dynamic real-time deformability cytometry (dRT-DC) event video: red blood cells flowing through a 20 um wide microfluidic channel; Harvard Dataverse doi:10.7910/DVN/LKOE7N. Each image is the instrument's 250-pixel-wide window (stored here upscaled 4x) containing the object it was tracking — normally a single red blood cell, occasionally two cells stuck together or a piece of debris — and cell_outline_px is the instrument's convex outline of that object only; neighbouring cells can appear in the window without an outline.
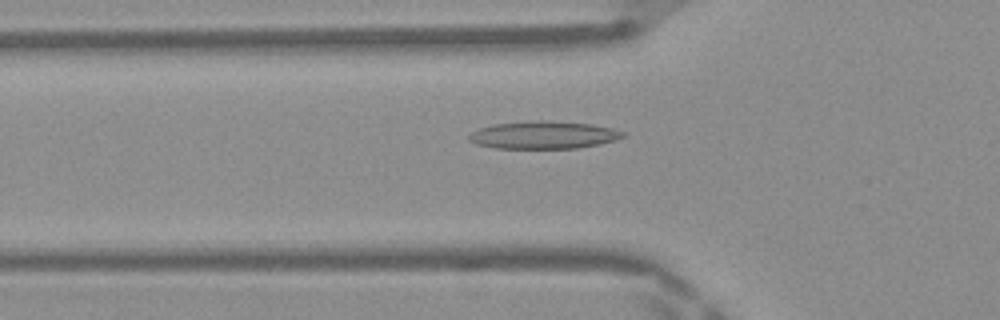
{"species": "Egyptian fruit bat (a non-hibernating species)", "species_latin": "Rousettus aegyptiacus", "temperature_condition": "warm", "stored_images_in_passage": 35, "camera_frame_rate_fps": 3000, "um_per_image_px": 0.085, "frame": {"image": 1, "passage_image": 7, "time_ms": 2.0, "image_size_px": [1000, 320], "cell_outline_px": [[624, 136], [616, 140], [600, 144], [576, 148], [496, 148], [476, 144], [468, 140], [468, 136], [472, 132], [480, 128], [492, 124], [540, 120], [544, 120], [592, 124], [612, 128], [624, 132]], "centroid_in_image_um": [46.2, 11.47], "position_along_channel_um": 79.6, "area_um2": 24.68}}
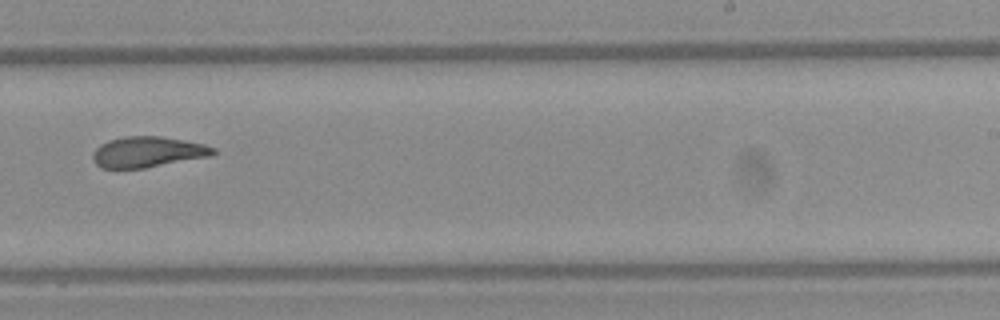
{"frame": {"image": 2, "passage_image": 21, "time_ms": 6.667, "image_size_px": [1000, 320], "cell_outline_px": [[216, 152], [212, 156], [144, 168], [100, 168], [92, 160], [92, 156], [96, 148], [100, 144], [108, 140], [124, 136], [160, 136], [184, 140], [204, 144], [216, 148]], "centroid_in_image_um": [12.56, 12.91], "position_along_channel_um": 276.4, "area_um2": 21.68}}
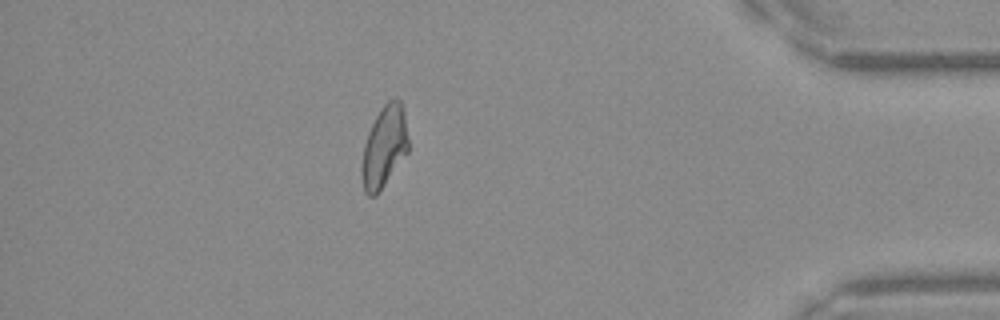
{"frame": {"image": 3, "passage_image": 33, "time_ms": 10.667, "image_size_px": [1000, 320], "cell_outline_px": [[408, 152], [376, 196], [368, 196], [364, 192], [360, 176], [360, 168], [364, 144], [368, 132], [376, 116], [384, 104], [392, 96], [396, 96], [400, 100], [404, 108], [408, 136]], "centroid_in_image_um": [32.65, 12.47], "position_along_channel_um": 402.6, "area_um2": 22.54}}